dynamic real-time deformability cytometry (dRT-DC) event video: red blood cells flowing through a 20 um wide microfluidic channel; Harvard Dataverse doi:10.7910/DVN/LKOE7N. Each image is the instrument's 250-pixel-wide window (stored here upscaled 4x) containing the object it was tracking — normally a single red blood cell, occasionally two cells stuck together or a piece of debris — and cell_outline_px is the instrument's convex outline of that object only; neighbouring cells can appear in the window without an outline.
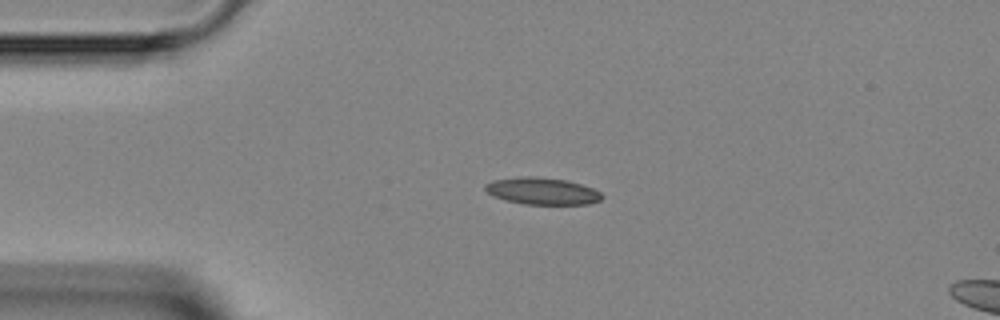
{"species": "Egyptian fruit bat (a non-hibernating species)", "species_latin": "Rousettus aegyptiacus", "temperature_condition": "room temperature", "stored_images_in_passage": 4, "camera_frame_rate_fps": 3000, "um_per_image_px": 0.085, "animal": {"sex": "female"}, "frame": {"image": 1, "passage_image": 3, "time_ms": 2.0, "image_size_px": [1000, 320], "cell_outline_px": [[604, 196], [600, 200], [588, 204], [524, 204], [504, 200], [492, 196], [484, 188], [484, 184], [492, 180], [520, 176], [536, 176], [568, 180], [592, 188], [600, 192]], "centroid_in_image_um": [46.05, 16.23], "position_along_channel_um": 38.9, "area_um2": 18.5}}